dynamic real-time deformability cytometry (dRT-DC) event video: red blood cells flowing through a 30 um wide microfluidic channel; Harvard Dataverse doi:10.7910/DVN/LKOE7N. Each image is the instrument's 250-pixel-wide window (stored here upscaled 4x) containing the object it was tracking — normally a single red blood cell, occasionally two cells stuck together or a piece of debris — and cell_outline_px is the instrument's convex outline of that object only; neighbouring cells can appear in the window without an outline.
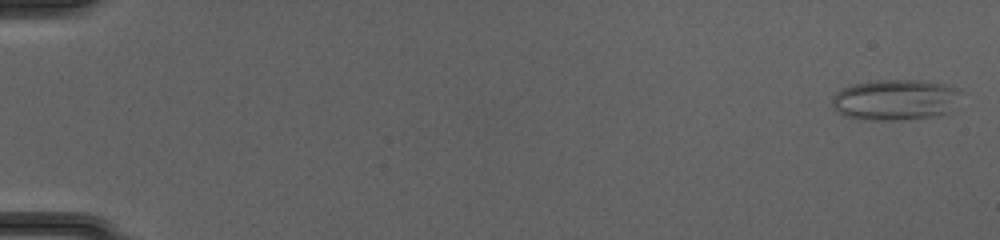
{"species": "common noctule bat (a hibernating species)", "species_latin": "Nyctalus noctula", "temperature_condition": "cold", "stored_images_in_passage": 51, "camera_frame_rate_fps": 3000, "um_per_image_px": 0.085, "animal": {"sex": "female", "body_mass_g": 20.0, "forearm_length_mm": 54.0}, "frame": {"image": 1, "passage_image": 1, "time_ms": 0.0, "image_size_px": [1000, 240], "cell_outline_px": [[964, 92], [948, 112], [936, 116], [896, 120], [864, 120], [844, 116], [832, 104], [832, 96], [840, 88], [852, 84], [876, 80], [920, 80], [944, 84], [956, 88]], "centroid_in_image_um": [76.09, 8.47], "position_along_channel_um": 8.9, "area_um2": 30.81}}
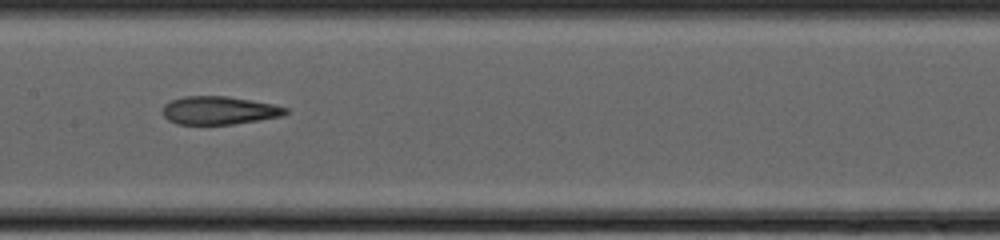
{"frame": {"image": 2, "passage_image": 27, "time_ms": 8.667, "image_size_px": [1000, 240], "cell_outline_px": [[288, 112], [280, 116], [260, 120], [232, 124], [176, 124], [168, 120], [164, 116], [164, 104], [172, 100], [184, 96], [228, 96], [252, 100], [272, 104], [288, 108]], "centroid_in_image_um": [18.62, 9.38], "position_along_channel_um": 188.8, "area_um2": 20.06}}
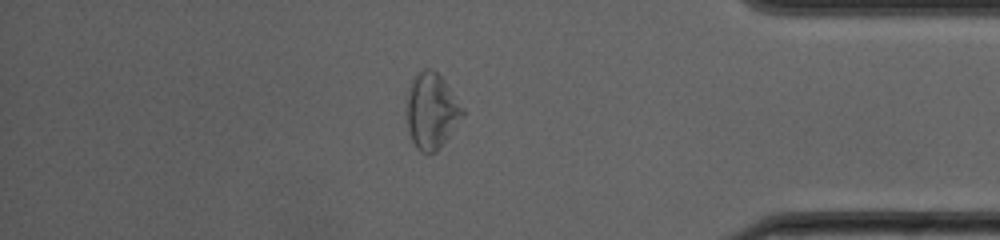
{"frame": {"image": 3, "passage_image": 44, "time_ms": 14.333, "image_size_px": [1000, 240], "cell_outline_px": [[464, 116], [440, 148], [436, 152], [420, 152], [416, 148], [408, 132], [408, 88], [412, 80], [424, 68], [432, 68], [444, 80], [464, 108]], "centroid_in_image_um": [36.7, 9.44], "position_along_channel_um": 398.5, "area_um2": 24.45}, "authors_computed_cell_mechanics": {"area_um2": 23.12, "velocity_mm_per_s": 4.1469, "shape_relaxation_time_tau1_ms": 6.3626, "shape_relaxation_time_tau2_ms": 2.1003, "deformation_change_tau1": 0.1992, "deformation_change_tau2": 0.1222}}